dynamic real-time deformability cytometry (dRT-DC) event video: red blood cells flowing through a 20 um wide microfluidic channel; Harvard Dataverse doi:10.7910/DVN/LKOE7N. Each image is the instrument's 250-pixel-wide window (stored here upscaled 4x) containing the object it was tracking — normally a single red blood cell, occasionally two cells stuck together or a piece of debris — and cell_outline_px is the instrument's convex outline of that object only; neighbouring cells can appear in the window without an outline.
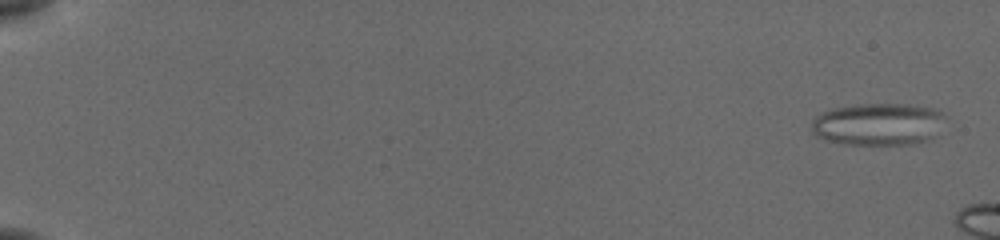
{"species": "common noctule bat (a hibernating species)", "species_latin": "Nyctalus noctula", "temperature_condition": "cold", "stored_images_in_passage": 8, "camera_frame_rate_fps": 3000, "um_per_image_px": 0.085, "animal": {"sex": "female", "body_mass_g": 19.5, "forearm_length_mm": 54.1}, "frame": {"image": 1, "passage_image": 1, "time_ms": 0.0, "image_size_px": [1000, 240], "cell_outline_px": [[944, 116], [928, 136], [924, 140], [908, 144], [848, 144], [828, 140], [820, 136], [812, 128], [812, 120], [816, 116], [824, 112], [836, 108], [856, 104], [900, 104], [928, 108], [940, 112]], "centroid_in_image_um": [74.53, 10.54], "position_along_channel_um": 10.5, "area_um2": 31.33}}